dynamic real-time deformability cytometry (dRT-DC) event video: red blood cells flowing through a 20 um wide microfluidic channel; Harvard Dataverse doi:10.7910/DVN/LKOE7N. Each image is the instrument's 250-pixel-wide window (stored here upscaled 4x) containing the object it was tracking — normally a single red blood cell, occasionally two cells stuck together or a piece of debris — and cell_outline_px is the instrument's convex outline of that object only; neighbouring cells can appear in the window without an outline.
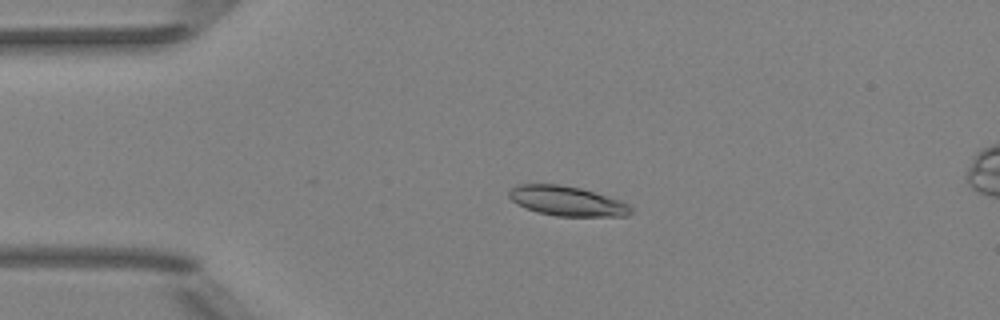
{"species": "Egyptian fruit bat (a non-hibernating species)", "species_latin": "Rousettus aegyptiacus", "temperature_condition": "room temperature", "stored_images_in_passage": 3, "camera_frame_rate_fps": 3000, "um_per_image_px": 0.085, "animal": {"sex": "female"}, "frame": {"image": 1, "passage_image": 2, "time_ms": 1.333, "image_size_px": [1000, 320], "cell_outline_px": [[632, 212], [628, 216], [556, 216], [536, 212], [516, 204], [508, 196], [508, 192], [512, 188], [520, 184], [560, 184], [580, 188], [620, 200], [628, 204], [632, 208]], "centroid_in_image_um": [48.18, 17.09], "position_along_channel_um": 36.8, "area_um2": 21.1}}